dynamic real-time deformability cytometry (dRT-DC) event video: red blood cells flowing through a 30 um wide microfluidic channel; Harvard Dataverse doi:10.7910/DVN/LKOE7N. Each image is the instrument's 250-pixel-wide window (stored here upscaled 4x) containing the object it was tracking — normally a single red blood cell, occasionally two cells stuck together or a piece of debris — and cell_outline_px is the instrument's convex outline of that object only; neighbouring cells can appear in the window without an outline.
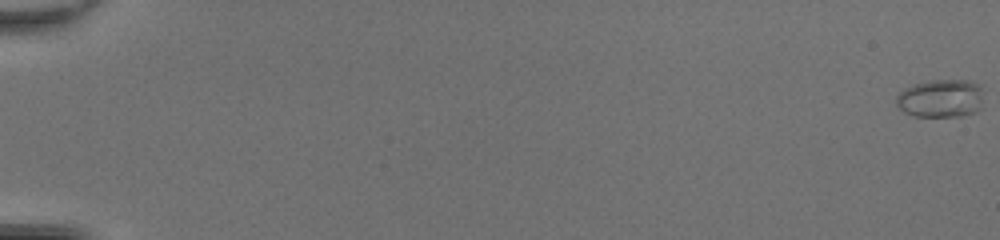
{"species": "common noctule bat (a hibernating species)", "species_latin": "Nyctalus noctula", "temperature_condition": "room temperature", "stored_images_in_passage": 51, "camera_frame_rate_fps": 3000, "um_per_image_px": 0.085, "animal": {"sex": "female", "body_mass_g": 20.0, "forearm_length_mm": 54.0}, "frame": {"image": 1, "passage_image": 1, "time_ms": 0.0, "image_size_px": [1000, 240], "cell_outline_px": [[984, 108], [976, 112], [964, 116], [912, 116], [904, 112], [896, 104], [896, 96], [904, 88], [912, 84], [932, 80], [968, 80], [976, 84], [980, 88]], "centroid_in_image_um": [79.97, 8.38], "position_along_channel_um": 5.0, "area_um2": 19.65}}
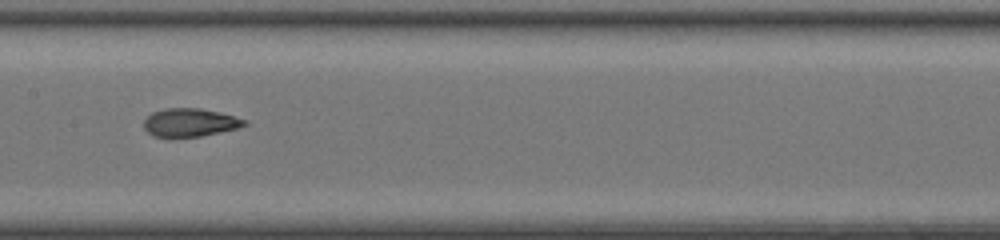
{"frame": {"image": 2, "passage_image": 29, "time_ms": 9.333, "image_size_px": [1000, 240], "cell_outline_px": [[248, 124], [240, 128], [200, 136], [152, 136], [144, 128], [144, 120], [152, 112], [164, 108], [200, 108], [220, 112], [248, 120]], "centroid_in_image_um": [16.18, 10.4], "position_along_channel_um": 191.2, "area_um2": 16.53}}
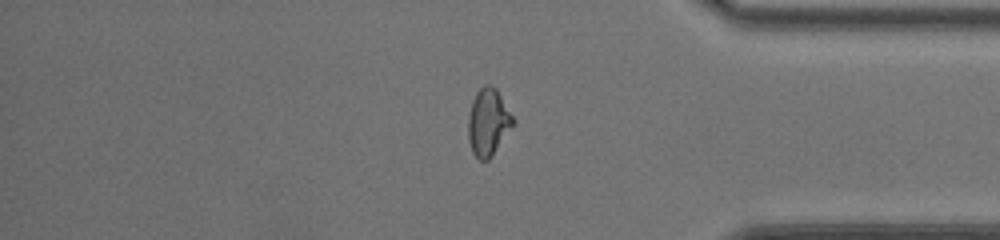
{"frame": {"image": 3, "passage_image": 44, "time_ms": 14.333, "image_size_px": [1000, 240], "cell_outline_px": [[516, 124], [492, 156], [488, 160], [480, 160], [472, 152], [468, 140], [468, 116], [472, 100], [476, 92], [484, 84], [492, 84], [496, 88], [516, 120]], "centroid_in_image_um": [41.52, 10.38], "position_along_channel_um": 393.7, "area_um2": 17.98}, "authors_computed_cell_mechanics": {"area_um2": 17.1088, "velocity_mm_per_s": 4.3397, "shape_relaxation_time_tau1_ms": 3.98, "shape_relaxation_time_tau2_ms": 1.2934, "deformation_change_tau1": 0.1754, "deformation_change_tau2": 0.0787}}